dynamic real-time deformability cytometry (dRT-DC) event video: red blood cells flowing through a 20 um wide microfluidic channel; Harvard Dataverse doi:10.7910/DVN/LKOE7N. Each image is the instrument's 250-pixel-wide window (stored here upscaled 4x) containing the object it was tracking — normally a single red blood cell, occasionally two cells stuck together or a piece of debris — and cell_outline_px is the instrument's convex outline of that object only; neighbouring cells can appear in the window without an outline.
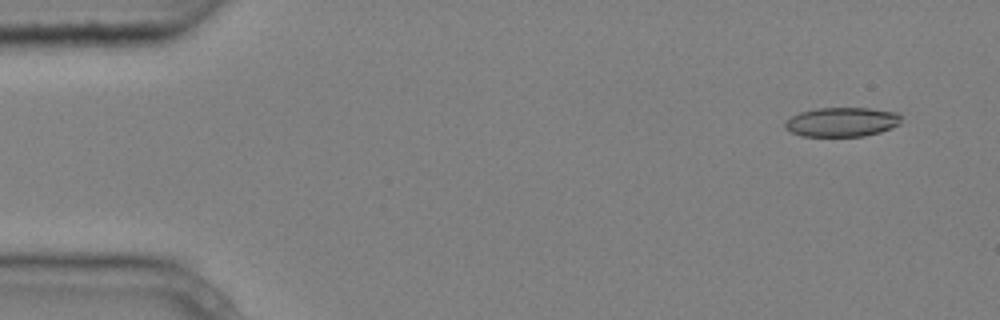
{"species": "common noctule bat (a hibernating species)", "species_latin": "Nyctalus noctula", "temperature_condition": "cold", "stored_images_in_passage": 6, "segment_of_instrument_passage": [1, 2], "camera_frame_rate_fps": 3000, "um_per_image_px": 0.085, "animal": {"sex": "male", "body_mass_g": 20.4}, "frame": {"image": 1, "passage_image": 2, "time_ms": 0.333, "image_size_px": [1000, 320], "cell_outline_px": [[900, 124], [892, 128], [880, 132], [864, 136], [800, 136], [784, 128], [784, 124], [792, 116], [800, 112], [816, 108], [868, 108], [896, 112], [900, 116]], "centroid_in_image_um": [71.56, 10.37], "position_along_channel_um": 13.4, "area_um2": 19.83}}
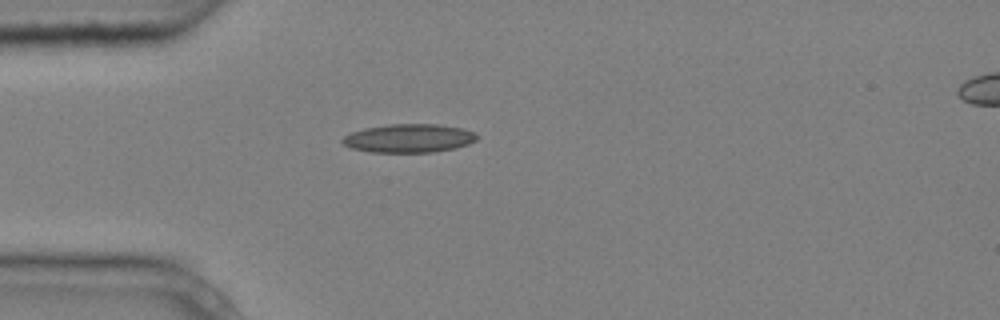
{"frame": {"image": 2, "passage_image": 5, "time_ms": 1.333, "image_size_px": [1000, 320], "cell_outline_px": [[480, 136], [476, 140], [468, 144], [456, 148], [432, 152], [372, 152], [352, 148], [344, 144], [340, 140], [344, 136], [352, 132], [364, 128], [388, 124], [436, 124], [464, 128], [476, 132]], "centroid_in_image_um": [34.8, 11.74], "position_along_channel_um": 50.2, "area_um2": 22.48}}